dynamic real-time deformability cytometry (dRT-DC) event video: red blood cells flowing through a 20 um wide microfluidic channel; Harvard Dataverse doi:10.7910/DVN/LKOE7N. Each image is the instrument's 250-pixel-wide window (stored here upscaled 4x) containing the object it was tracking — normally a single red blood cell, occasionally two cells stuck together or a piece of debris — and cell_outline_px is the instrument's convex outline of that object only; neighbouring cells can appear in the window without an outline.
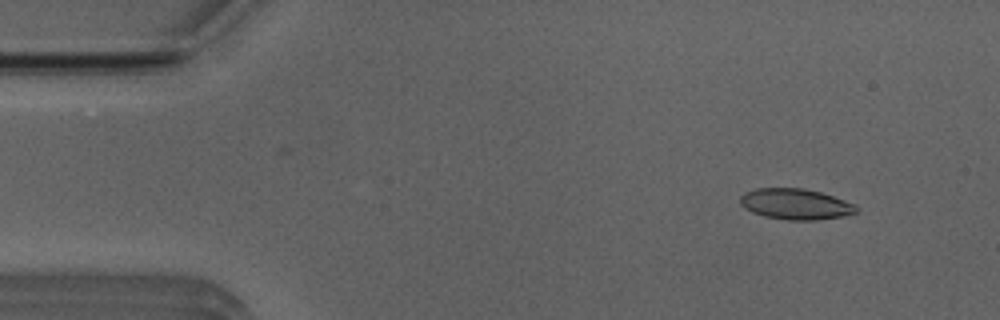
{"species": "Egyptian fruit bat (a non-hibernating species)", "species_latin": "Rousettus aegyptiacus", "temperature_condition": "room temperature", "stored_images_in_passage": 11, "camera_frame_rate_fps": 3000, "um_per_image_px": 0.085, "animal": {"sex": "male"}, "frame": {"image": 1, "passage_image": 5, "time_ms": 1.333, "image_size_px": [1000, 320], "cell_outline_px": [[856, 212], [844, 216], [816, 220], [788, 220], [764, 216], [752, 212], [744, 208], [740, 204], [740, 196], [744, 192], [756, 188], [804, 188], [820, 192], [856, 204]], "centroid_in_image_um": [67.59, 17.34], "position_along_channel_um": 17.4, "area_um2": 20.87}}